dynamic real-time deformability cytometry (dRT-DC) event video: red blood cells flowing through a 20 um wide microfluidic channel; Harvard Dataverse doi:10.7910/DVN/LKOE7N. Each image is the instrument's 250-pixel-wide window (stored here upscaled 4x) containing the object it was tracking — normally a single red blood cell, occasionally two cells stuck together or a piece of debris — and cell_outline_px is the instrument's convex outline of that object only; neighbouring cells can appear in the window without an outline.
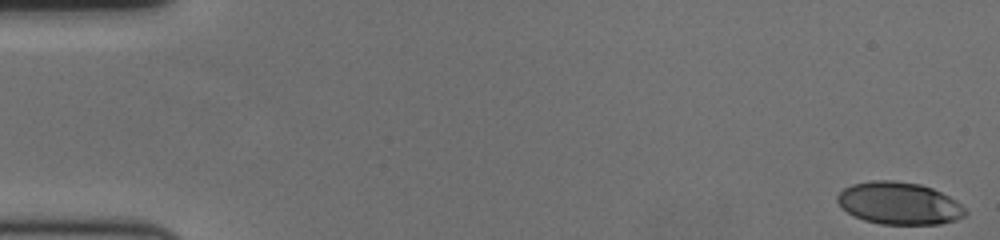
{"species": "human", "species_latin": "Homo sapiens", "temperature_condition": "cold", "stored_images_in_passage": 58, "camera_frame_rate_fps": 3000, "um_per_image_px": 0.085, "donor": {"sex": "female"}, "frame": {"image": 1, "passage_image": 1, "time_ms": 0.0, "image_size_px": [1000, 240], "cell_outline_px": [[968, 212], [964, 216], [956, 220], [940, 224], [880, 224], [864, 220], [848, 212], [836, 200], [836, 196], [844, 188], [852, 184], [872, 180], [892, 180], [920, 184], [932, 188], [956, 200]], "centroid_in_image_um": [76.43, 17.28], "position_along_channel_um": 8.6, "area_um2": 31.44}}
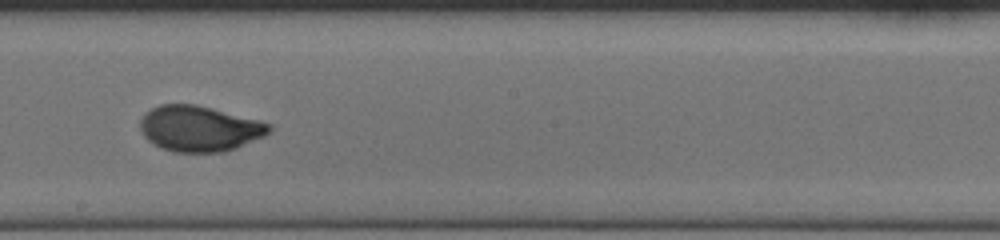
{"frame": {"image": 2, "passage_image": 33, "time_ms": 10.667, "image_size_px": [1000, 240], "cell_outline_px": [[272, 128], [264, 136], [236, 148], [224, 152], [172, 152], [152, 144], [144, 136], [140, 128], [140, 120], [144, 112], [160, 104], [196, 104], [260, 120], [272, 124]], "centroid_in_image_um": [16.94, 10.93], "position_along_channel_um": 231.3, "area_um2": 34.51}}
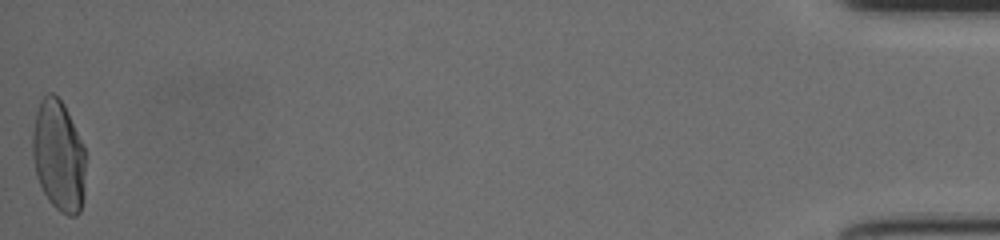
{"frame": {"image": 3, "passage_image": 58, "time_ms": 19.0, "image_size_px": [1000, 240], "cell_outline_px": [[84, 196], [80, 212], [76, 216], [68, 216], [60, 212], [48, 200], [36, 176], [32, 156], [32, 132], [36, 112], [40, 100], [48, 92], [52, 92], [64, 104], [84, 144]], "centroid_in_image_um": [4.97, 13.25], "position_along_channel_um": 430.2, "area_um2": 34.68}, "authors_computed_cell_mechanics": {"area_um2": 33.2639, "velocity_mm_per_s": 3.5727, "shape_relaxation_time_tau1_ms": 5.6019, "shape_relaxation_time_tau2_ms": null, "deformation_change_tau1": 0.2101, "deformation_change_tau2": null}}